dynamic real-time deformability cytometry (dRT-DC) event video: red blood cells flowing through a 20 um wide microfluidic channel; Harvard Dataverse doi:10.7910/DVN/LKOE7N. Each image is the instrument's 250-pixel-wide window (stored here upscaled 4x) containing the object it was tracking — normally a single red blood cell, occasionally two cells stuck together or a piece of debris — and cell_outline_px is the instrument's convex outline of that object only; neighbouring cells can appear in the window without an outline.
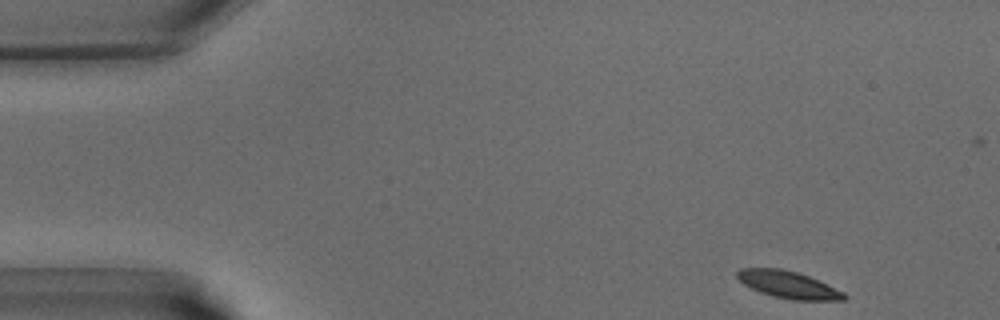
{"species": "common noctule bat (a hibernating species)", "species_latin": "Nyctalus noctula", "temperature_condition": "warm", "stored_images_in_passage": 38, "camera_frame_rate_fps": 3000, "um_per_image_px": 0.085, "animal": {"sex": "male", "body_mass_g": 15.6}, "frame": {"image": 1, "passage_image": 1, "time_ms": 0.0, "image_size_px": [1000, 320], "cell_outline_px": [[848, 296], [844, 300], [792, 300], [772, 296], [760, 292], [744, 284], [736, 276], [736, 272], [740, 268], [780, 268], [796, 272], [808, 276], [844, 292]], "centroid_in_image_um": [66.99, 24.2], "position_along_channel_um": 18.0, "area_um2": 16.76}}
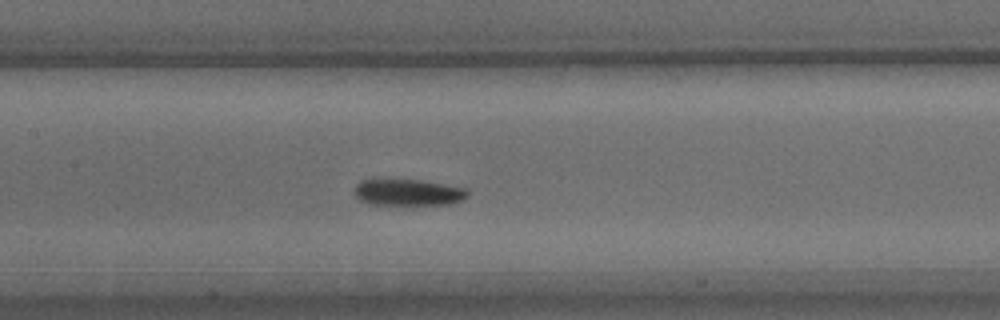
{"frame": {"image": 2, "passage_image": 16, "time_ms": 5.0, "image_size_px": [1000, 320], "cell_outline_px": [[468, 196], [464, 200], [452, 204], [368, 204], [360, 200], [356, 196], [356, 184], [360, 180], [420, 180], [468, 188]], "centroid_in_image_um": [34.75, 16.36], "position_along_channel_um": 172.6, "area_um2": 17.34}}
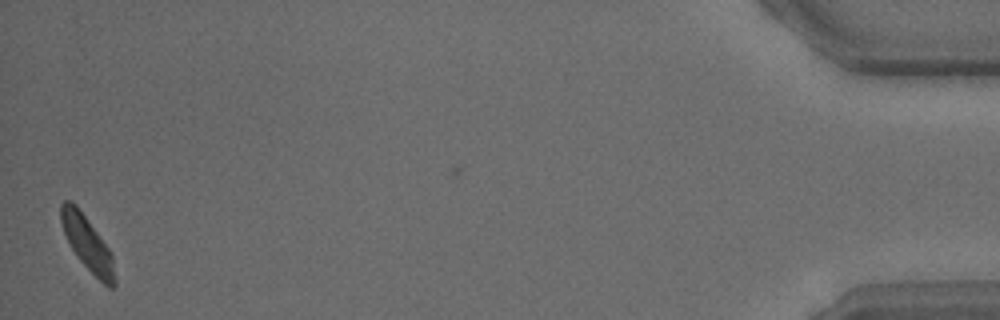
{"frame": {"image": 3, "passage_image": 37, "time_ms": 12.0, "image_size_px": [1000, 320], "cell_outline_px": [[116, 284], [112, 288], [108, 288], [76, 256], [64, 232], [60, 220], [60, 204], [64, 200], [72, 200], [76, 204], [112, 252], [116, 280]], "centroid_in_image_um": [7.44, 20.68], "position_along_channel_um": 427.8, "area_um2": 16.94}}